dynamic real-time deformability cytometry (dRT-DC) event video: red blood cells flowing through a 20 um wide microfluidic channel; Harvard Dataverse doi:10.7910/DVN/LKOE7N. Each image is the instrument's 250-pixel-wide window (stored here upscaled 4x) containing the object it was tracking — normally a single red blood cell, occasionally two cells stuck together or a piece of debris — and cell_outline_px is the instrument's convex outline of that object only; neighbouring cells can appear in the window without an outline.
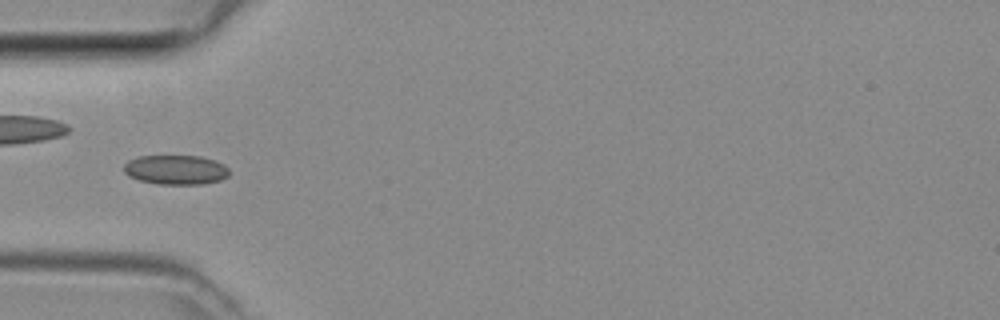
{"species": "common noctule bat (a hibernating species)", "species_latin": "Nyctalus noctula", "temperature_condition": "room temperature", "stored_images_in_passage": 5, "camera_frame_rate_fps": 3000, "um_per_image_px": 0.085, "animal": {"sex": "female", "body_mass_g": 29.2, "forearm_length_mm": 56.3}, "frame": {"image": 1, "passage_image": 3, "time_ms": 0.667, "image_size_px": [1000, 320], "cell_outline_px": [[228, 176], [220, 180], [204, 184], [156, 184], [140, 180], [128, 176], [124, 172], [124, 164], [128, 160], [136, 156], [200, 156], [216, 160], [224, 164], [228, 168]], "centroid_in_image_um": [14.93, 14.43], "position_along_channel_um": 70.1, "area_um2": 18.26}}
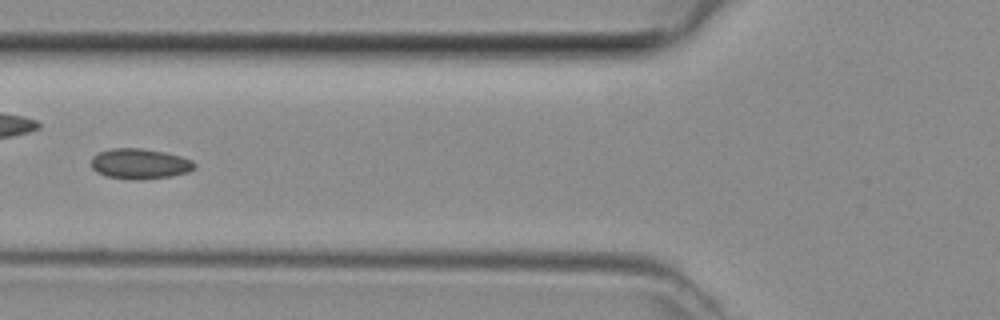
{"frame": {"image": 2, "passage_image": 4, "time_ms": 1.0, "image_size_px": [1000, 320], "cell_outline_px": [[196, 168], [188, 172], [172, 176], [140, 180], [132, 180], [108, 176], [96, 172], [92, 168], [92, 156], [100, 152], [112, 148], [140, 148], [164, 152], [180, 156], [192, 160], [196, 164]], "centroid_in_image_um": [11.9, 13.93], "position_along_channel_um": 113.9, "area_um2": 18.32}}
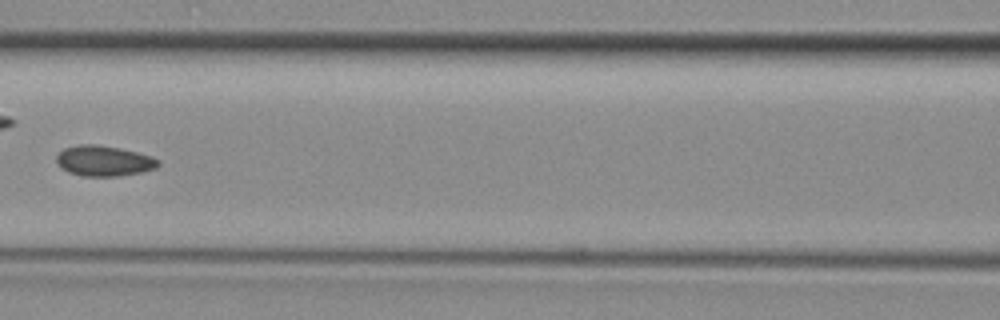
{"frame": {"image": 3, "passage_image": 5, "time_ms": 1.333, "image_size_px": [1000, 320], "cell_outline_px": [[160, 164], [156, 168], [140, 172], [120, 176], [80, 176], [68, 172], [60, 168], [56, 164], [56, 156], [64, 148], [80, 144], [96, 144], [120, 148], [152, 156], [160, 160]], "centroid_in_image_um": [8.81, 13.68], "position_along_channel_um": 157.8, "area_um2": 18.26}}